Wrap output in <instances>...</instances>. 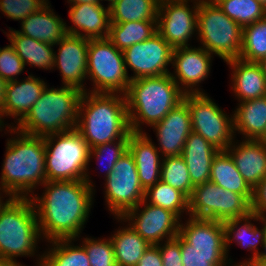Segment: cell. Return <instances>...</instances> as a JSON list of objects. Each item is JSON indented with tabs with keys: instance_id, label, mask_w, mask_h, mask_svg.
Segmentation results:
<instances>
[{
	"instance_id": "56",
	"label": "cell",
	"mask_w": 266,
	"mask_h": 266,
	"mask_svg": "<svg viewBox=\"0 0 266 266\" xmlns=\"http://www.w3.org/2000/svg\"><path fill=\"white\" fill-rule=\"evenodd\" d=\"M101 1H103V0H99V2L101 3ZM105 1H108L109 3V5H108V7L112 4V0H105Z\"/></svg>"
},
{
	"instance_id": "14",
	"label": "cell",
	"mask_w": 266,
	"mask_h": 266,
	"mask_svg": "<svg viewBox=\"0 0 266 266\" xmlns=\"http://www.w3.org/2000/svg\"><path fill=\"white\" fill-rule=\"evenodd\" d=\"M188 1H193L191 8ZM199 1L160 0L157 32L173 48L190 46L188 41L197 32Z\"/></svg>"
},
{
	"instance_id": "1",
	"label": "cell",
	"mask_w": 266,
	"mask_h": 266,
	"mask_svg": "<svg viewBox=\"0 0 266 266\" xmlns=\"http://www.w3.org/2000/svg\"><path fill=\"white\" fill-rule=\"evenodd\" d=\"M41 196L30 197L42 238L77 239L92 208L94 188L85 180L46 181Z\"/></svg>"
},
{
	"instance_id": "8",
	"label": "cell",
	"mask_w": 266,
	"mask_h": 266,
	"mask_svg": "<svg viewBox=\"0 0 266 266\" xmlns=\"http://www.w3.org/2000/svg\"><path fill=\"white\" fill-rule=\"evenodd\" d=\"M180 221L183 266H223L228 261L223 222L190 217Z\"/></svg>"
},
{
	"instance_id": "43",
	"label": "cell",
	"mask_w": 266,
	"mask_h": 266,
	"mask_svg": "<svg viewBox=\"0 0 266 266\" xmlns=\"http://www.w3.org/2000/svg\"><path fill=\"white\" fill-rule=\"evenodd\" d=\"M157 246L159 247L163 266H183L179 234L174 239L165 240Z\"/></svg>"
},
{
	"instance_id": "32",
	"label": "cell",
	"mask_w": 266,
	"mask_h": 266,
	"mask_svg": "<svg viewBox=\"0 0 266 266\" xmlns=\"http://www.w3.org/2000/svg\"><path fill=\"white\" fill-rule=\"evenodd\" d=\"M73 242L74 239L50 241L52 247L39 257L38 266H90L85 248Z\"/></svg>"
},
{
	"instance_id": "17",
	"label": "cell",
	"mask_w": 266,
	"mask_h": 266,
	"mask_svg": "<svg viewBox=\"0 0 266 266\" xmlns=\"http://www.w3.org/2000/svg\"><path fill=\"white\" fill-rule=\"evenodd\" d=\"M212 57L213 55L201 46L173 49L171 65L175 71L170 75L184 94L204 93L198 88V84L210 74Z\"/></svg>"
},
{
	"instance_id": "44",
	"label": "cell",
	"mask_w": 266,
	"mask_h": 266,
	"mask_svg": "<svg viewBox=\"0 0 266 266\" xmlns=\"http://www.w3.org/2000/svg\"><path fill=\"white\" fill-rule=\"evenodd\" d=\"M251 211L258 216L266 215V178L253 189Z\"/></svg>"
},
{
	"instance_id": "21",
	"label": "cell",
	"mask_w": 266,
	"mask_h": 266,
	"mask_svg": "<svg viewBox=\"0 0 266 266\" xmlns=\"http://www.w3.org/2000/svg\"><path fill=\"white\" fill-rule=\"evenodd\" d=\"M68 13L74 25H65L67 34L87 39L108 38L111 23L109 7L105 8L102 3L72 4Z\"/></svg>"
},
{
	"instance_id": "40",
	"label": "cell",
	"mask_w": 266,
	"mask_h": 266,
	"mask_svg": "<svg viewBox=\"0 0 266 266\" xmlns=\"http://www.w3.org/2000/svg\"><path fill=\"white\" fill-rule=\"evenodd\" d=\"M128 141L129 139H119L110 143L100 144L90 149L89 153V161L91 158H94L98 161H103V163L106 161L105 155L108 156V160L104 163L107 164L104 167L105 170V177L106 178L113 170V167L115 163L118 161V159L126 153L128 150ZM112 147V148H111ZM104 170V169H103Z\"/></svg>"
},
{
	"instance_id": "57",
	"label": "cell",
	"mask_w": 266,
	"mask_h": 266,
	"mask_svg": "<svg viewBox=\"0 0 266 266\" xmlns=\"http://www.w3.org/2000/svg\"><path fill=\"white\" fill-rule=\"evenodd\" d=\"M4 125L2 124V122L0 121V130L2 131V128L4 129Z\"/></svg>"
},
{
	"instance_id": "41",
	"label": "cell",
	"mask_w": 266,
	"mask_h": 266,
	"mask_svg": "<svg viewBox=\"0 0 266 266\" xmlns=\"http://www.w3.org/2000/svg\"><path fill=\"white\" fill-rule=\"evenodd\" d=\"M49 0H0V11L6 17L23 21L27 16L38 12Z\"/></svg>"
},
{
	"instance_id": "39",
	"label": "cell",
	"mask_w": 266,
	"mask_h": 266,
	"mask_svg": "<svg viewBox=\"0 0 266 266\" xmlns=\"http://www.w3.org/2000/svg\"><path fill=\"white\" fill-rule=\"evenodd\" d=\"M86 237L81 244L87 252L90 266H117L112 240Z\"/></svg>"
},
{
	"instance_id": "47",
	"label": "cell",
	"mask_w": 266,
	"mask_h": 266,
	"mask_svg": "<svg viewBox=\"0 0 266 266\" xmlns=\"http://www.w3.org/2000/svg\"><path fill=\"white\" fill-rule=\"evenodd\" d=\"M0 266H25V265H23L19 262L17 263V260H2V259H0Z\"/></svg>"
},
{
	"instance_id": "13",
	"label": "cell",
	"mask_w": 266,
	"mask_h": 266,
	"mask_svg": "<svg viewBox=\"0 0 266 266\" xmlns=\"http://www.w3.org/2000/svg\"><path fill=\"white\" fill-rule=\"evenodd\" d=\"M104 189L106 205L115 218L122 217L144 200L145 190L140 183L134 158L128 150L105 178Z\"/></svg>"
},
{
	"instance_id": "2",
	"label": "cell",
	"mask_w": 266,
	"mask_h": 266,
	"mask_svg": "<svg viewBox=\"0 0 266 266\" xmlns=\"http://www.w3.org/2000/svg\"><path fill=\"white\" fill-rule=\"evenodd\" d=\"M8 131L16 136L7 139L0 185L10 197L30 198V193L46 182L44 138L13 127Z\"/></svg>"
},
{
	"instance_id": "26",
	"label": "cell",
	"mask_w": 266,
	"mask_h": 266,
	"mask_svg": "<svg viewBox=\"0 0 266 266\" xmlns=\"http://www.w3.org/2000/svg\"><path fill=\"white\" fill-rule=\"evenodd\" d=\"M50 7L48 2L38 12L27 16L21 22V30L16 31L35 40L55 45L67 34L66 22L57 14L55 15Z\"/></svg>"
},
{
	"instance_id": "35",
	"label": "cell",
	"mask_w": 266,
	"mask_h": 266,
	"mask_svg": "<svg viewBox=\"0 0 266 266\" xmlns=\"http://www.w3.org/2000/svg\"><path fill=\"white\" fill-rule=\"evenodd\" d=\"M144 200L152 205L162 207L173 212L179 219L189 212V198L180 190L159 180L145 191Z\"/></svg>"
},
{
	"instance_id": "4",
	"label": "cell",
	"mask_w": 266,
	"mask_h": 266,
	"mask_svg": "<svg viewBox=\"0 0 266 266\" xmlns=\"http://www.w3.org/2000/svg\"><path fill=\"white\" fill-rule=\"evenodd\" d=\"M125 97L131 132H144L142 124L160 122L183 101L184 93L169 73L132 80Z\"/></svg>"
},
{
	"instance_id": "45",
	"label": "cell",
	"mask_w": 266,
	"mask_h": 266,
	"mask_svg": "<svg viewBox=\"0 0 266 266\" xmlns=\"http://www.w3.org/2000/svg\"><path fill=\"white\" fill-rule=\"evenodd\" d=\"M136 266H163L159 247L151 245L139 259Z\"/></svg>"
},
{
	"instance_id": "28",
	"label": "cell",
	"mask_w": 266,
	"mask_h": 266,
	"mask_svg": "<svg viewBox=\"0 0 266 266\" xmlns=\"http://www.w3.org/2000/svg\"><path fill=\"white\" fill-rule=\"evenodd\" d=\"M234 110V132L245 139L263 140L266 136V96L240 102Z\"/></svg>"
},
{
	"instance_id": "16",
	"label": "cell",
	"mask_w": 266,
	"mask_h": 266,
	"mask_svg": "<svg viewBox=\"0 0 266 266\" xmlns=\"http://www.w3.org/2000/svg\"><path fill=\"white\" fill-rule=\"evenodd\" d=\"M173 47L156 32L149 39L135 43L123 51L126 71H134L130 80L141 77L160 76L171 73Z\"/></svg>"
},
{
	"instance_id": "23",
	"label": "cell",
	"mask_w": 266,
	"mask_h": 266,
	"mask_svg": "<svg viewBox=\"0 0 266 266\" xmlns=\"http://www.w3.org/2000/svg\"><path fill=\"white\" fill-rule=\"evenodd\" d=\"M128 151L134 158L139 180L145 191L161 180L163 157L147 133L131 132Z\"/></svg>"
},
{
	"instance_id": "22",
	"label": "cell",
	"mask_w": 266,
	"mask_h": 266,
	"mask_svg": "<svg viewBox=\"0 0 266 266\" xmlns=\"http://www.w3.org/2000/svg\"><path fill=\"white\" fill-rule=\"evenodd\" d=\"M234 140L227 148L236 168L247 184L254 189L266 178V142L263 140Z\"/></svg>"
},
{
	"instance_id": "42",
	"label": "cell",
	"mask_w": 266,
	"mask_h": 266,
	"mask_svg": "<svg viewBox=\"0 0 266 266\" xmlns=\"http://www.w3.org/2000/svg\"><path fill=\"white\" fill-rule=\"evenodd\" d=\"M25 69L24 62L15 52L10 44L1 49L0 54V76L7 82L16 81L17 75Z\"/></svg>"
},
{
	"instance_id": "18",
	"label": "cell",
	"mask_w": 266,
	"mask_h": 266,
	"mask_svg": "<svg viewBox=\"0 0 266 266\" xmlns=\"http://www.w3.org/2000/svg\"><path fill=\"white\" fill-rule=\"evenodd\" d=\"M56 45L59 48L58 54L55 51L53 69H59L62 85L87 92L83 82L87 79L89 39L66 34Z\"/></svg>"
},
{
	"instance_id": "31",
	"label": "cell",
	"mask_w": 266,
	"mask_h": 266,
	"mask_svg": "<svg viewBox=\"0 0 266 266\" xmlns=\"http://www.w3.org/2000/svg\"><path fill=\"white\" fill-rule=\"evenodd\" d=\"M117 266H136L145 251L151 246L128 224L118 229L111 237Z\"/></svg>"
},
{
	"instance_id": "10",
	"label": "cell",
	"mask_w": 266,
	"mask_h": 266,
	"mask_svg": "<svg viewBox=\"0 0 266 266\" xmlns=\"http://www.w3.org/2000/svg\"><path fill=\"white\" fill-rule=\"evenodd\" d=\"M87 77L94 86L88 92L125 95L131 80L126 71L123 51L108 38L89 39Z\"/></svg>"
},
{
	"instance_id": "54",
	"label": "cell",
	"mask_w": 266,
	"mask_h": 266,
	"mask_svg": "<svg viewBox=\"0 0 266 266\" xmlns=\"http://www.w3.org/2000/svg\"><path fill=\"white\" fill-rule=\"evenodd\" d=\"M259 222H262V225H263L264 230H265V239H266V215L259 216Z\"/></svg>"
},
{
	"instance_id": "52",
	"label": "cell",
	"mask_w": 266,
	"mask_h": 266,
	"mask_svg": "<svg viewBox=\"0 0 266 266\" xmlns=\"http://www.w3.org/2000/svg\"><path fill=\"white\" fill-rule=\"evenodd\" d=\"M262 248H264V252H260L259 255L257 256V258H262V259H266V239L263 242V246Z\"/></svg>"
},
{
	"instance_id": "25",
	"label": "cell",
	"mask_w": 266,
	"mask_h": 266,
	"mask_svg": "<svg viewBox=\"0 0 266 266\" xmlns=\"http://www.w3.org/2000/svg\"><path fill=\"white\" fill-rule=\"evenodd\" d=\"M219 151L200 134L191 132L181 154L194 186L209 181L211 165Z\"/></svg>"
},
{
	"instance_id": "37",
	"label": "cell",
	"mask_w": 266,
	"mask_h": 266,
	"mask_svg": "<svg viewBox=\"0 0 266 266\" xmlns=\"http://www.w3.org/2000/svg\"><path fill=\"white\" fill-rule=\"evenodd\" d=\"M242 28L266 17V8L256 0H213Z\"/></svg>"
},
{
	"instance_id": "46",
	"label": "cell",
	"mask_w": 266,
	"mask_h": 266,
	"mask_svg": "<svg viewBox=\"0 0 266 266\" xmlns=\"http://www.w3.org/2000/svg\"><path fill=\"white\" fill-rule=\"evenodd\" d=\"M6 81L0 76V111L4 101Z\"/></svg>"
},
{
	"instance_id": "20",
	"label": "cell",
	"mask_w": 266,
	"mask_h": 266,
	"mask_svg": "<svg viewBox=\"0 0 266 266\" xmlns=\"http://www.w3.org/2000/svg\"><path fill=\"white\" fill-rule=\"evenodd\" d=\"M47 83L40 77H34L33 74L20 82L19 80L6 83L3 105L0 111V121L6 127L3 117H13L17 124L28 114L35 102L41 97Z\"/></svg>"
},
{
	"instance_id": "24",
	"label": "cell",
	"mask_w": 266,
	"mask_h": 266,
	"mask_svg": "<svg viewBox=\"0 0 266 266\" xmlns=\"http://www.w3.org/2000/svg\"><path fill=\"white\" fill-rule=\"evenodd\" d=\"M226 63L232 69V91L239 102L266 96V77L259 63L240 58Z\"/></svg>"
},
{
	"instance_id": "7",
	"label": "cell",
	"mask_w": 266,
	"mask_h": 266,
	"mask_svg": "<svg viewBox=\"0 0 266 266\" xmlns=\"http://www.w3.org/2000/svg\"><path fill=\"white\" fill-rule=\"evenodd\" d=\"M43 138L46 181L85 180L94 188L88 172L90 147L76 128Z\"/></svg>"
},
{
	"instance_id": "19",
	"label": "cell",
	"mask_w": 266,
	"mask_h": 266,
	"mask_svg": "<svg viewBox=\"0 0 266 266\" xmlns=\"http://www.w3.org/2000/svg\"><path fill=\"white\" fill-rule=\"evenodd\" d=\"M156 131L162 157L178 156L183 152L184 144L192 132L191 115L188 105L182 101L160 122L151 126Z\"/></svg>"
},
{
	"instance_id": "51",
	"label": "cell",
	"mask_w": 266,
	"mask_h": 266,
	"mask_svg": "<svg viewBox=\"0 0 266 266\" xmlns=\"http://www.w3.org/2000/svg\"><path fill=\"white\" fill-rule=\"evenodd\" d=\"M252 263L254 266H266V259L256 258Z\"/></svg>"
},
{
	"instance_id": "5",
	"label": "cell",
	"mask_w": 266,
	"mask_h": 266,
	"mask_svg": "<svg viewBox=\"0 0 266 266\" xmlns=\"http://www.w3.org/2000/svg\"><path fill=\"white\" fill-rule=\"evenodd\" d=\"M82 94V91L70 86H46L28 114L13 128L38 137L75 129Z\"/></svg>"
},
{
	"instance_id": "12",
	"label": "cell",
	"mask_w": 266,
	"mask_h": 266,
	"mask_svg": "<svg viewBox=\"0 0 266 266\" xmlns=\"http://www.w3.org/2000/svg\"><path fill=\"white\" fill-rule=\"evenodd\" d=\"M183 101L190 111L192 131L218 151H227L236 135L233 115L224 113L206 93L184 94Z\"/></svg>"
},
{
	"instance_id": "27",
	"label": "cell",
	"mask_w": 266,
	"mask_h": 266,
	"mask_svg": "<svg viewBox=\"0 0 266 266\" xmlns=\"http://www.w3.org/2000/svg\"><path fill=\"white\" fill-rule=\"evenodd\" d=\"M252 220L259 221V216L251 212L248 216L243 218L229 219L223 222L227 253L230 244L232 241H235L240 247L242 246L247 248L248 251H253L251 258L244 260L251 262L254 261L260 253L258 244H260L259 246H263L265 240V230L263 225L261 229H258V227L251 222Z\"/></svg>"
},
{
	"instance_id": "48",
	"label": "cell",
	"mask_w": 266,
	"mask_h": 266,
	"mask_svg": "<svg viewBox=\"0 0 266 266\" xmlns=\"http://www.w3.org/2000/svg\"><path fill=\"white\" fill-rule=\"evenodd\" d=\"M231 263H233V261L231 259H228V261L225 262L223 266H226L228 264H229L228 266H254L251 261H243V262H239V263L237 262V264L236 263L235 264H231Z\"/></svg>"
},
{
	"instance_id": "38",
	"label": "cell",
	"mask_w": 266,
	"mask_h": 266,
	"mask_svg": "<svg viewBox=\"0 0 266 266\" xmlns=\"http://www.w3.org/2000/svg\"><path fill=\"white\" fill-rule=\"evenodd\" d=\"M161 180L171 187L180 190L188 198L194 188L187 165L181 155L168 156L162 159Z\"/></svg>"
},
{
	"instance_id": "15",
	"label": "cell",
	"mask_w": 266,
	"mask_h": 266,
	"mask_svg": "<svg viewBox=\"0 0 266 266\" xmlns=\"http://www.w3.org/2000/svg\"><path fill=\"white\" fill-rule=\"evenodd\" d=\"M116 219H119L118 222H128V225L150 245L160 244L164 239H174L179 234L182 221L173 212L149 204L145 200Z\"/></svg>"
},
{
	"instance_id": "53",
	"label": "cell",
	"mask_w": 266,
	"mask_h": 266,
	"mask_svg": "<svg viewBox=\"0 0 266 266\" xmlns=\"http://www.w3.org/2000/svg\"><path fill=\"white\" fill-rule=\"evenodd\" d=\"M262 68L263 74L266 77V58L262 59L260 62H258Z\"/></svg>"
},
{
	"instance_id": "11",
	"label": "cell",
	"mask_w": 266,
	"mask_h": 266,
	"mask_svg": "<svg viewBox=\"0 0 266 266\" xmlns=\"http://www.w3.org/2000/svg\"><path fill=\"white\" fill-rule=\"evenodd\" d=\"M251 203L242 195L207 181L194 186L189 197L187 215L198 219L224 222L243 218L251 213Z\"/></svg>"
},
{
	"instance_id": "55",
	"label": "cell",
	"mask_w": 266,
	"mask_h": 266,
	"mask_svg": "<svg viewBox=\"0 0 266 266\" xmlns=\"http://www.w3.org/2000/svg\"><path fill=\"white\" fill-rule=\"evenodd\" d=\"M256 1L261 3L266 8V0H256Z\"/></svg>"
},
{
	"instance_id": "6",
	"label": "cell",
	"mask_w": 266,
	"mask_h": 266,
	"mask_svg": "<svg viewBox=\"0 0 266 266\" xmlns=\"http://www.w3.org/2000/svg\"><path fill=\"white\" fill-rule=\"evenodd\" d=\"M39 239L42 236L32 200L11 197L0 210V259L34 256Z\"/></svg>"
},
{
	"instance_id": "36",
	"label": "cell",
	"mask_w": 266,
	"mask_h": 266,
	"mask_svg": "<svg viewBox=\"0 0 266 266\" xmlns=\"http://www.w3.org/2000/svg\"><path fill=\"white\" fill-rule=\"evenodd\" d=\"M239 58L257 63L266 58V17L243 27Z\"/></svg>"
},
{
	"instance_id": "49",
	"label": "cell",
	"mask_w": 266,
	"mask_h": 266,
	"mask_svg": "<svg viewBox=\"0 0 266 266\" xmlns=\"http://www.w3.org/2000/svg\"><path fill=\"white\" fill-rule=\"evenodd\" d=\"M4 193V195H7L9 198L8 199H6V201L4 202V199H2V198H4L2 195H3V193ZM11 197L6 193V191H5V189L4 188H2V186L0 185V210H1V208L7 203V201L10 199Z\"/></svg>"
},
{
	"instance_id": "33",
	"label": "cell",
	"mask_w": 266,
	"mask_h": 266,
	"mask_svg": "<svg viewBox=\"0 0 266 266\" xmlns=\"http://www.w3.org/2000/svg\"><path fill=\"white\" fill-rule=\"evenodd\" d=\"M157 32V21L110 23L108 39L120 51L149 39Z\"/></svg>"
},
{
	"instance_id": "3",
	"label": "cell",
	"mask_w": 266,
	"mask_h": 266,
	"mask_svg": "<svg viewBox=\"0 0 266 266\" xmlns=\"http://www.w3.org/2000/svg\"><path fill=\"white\" fill-rule=\"evenodd\" d=\"M76 129L90 149L119 139H129L131 128L125 95L83 92Z\"/></svg>"
},
{
	"instance_id": "29",
	"label": "cell",
	"mask_w": 266,
	"mask_h": 266,
	"mask_svg": "<svg viewBox=\"0 0 266 266\" xmlns=\"http://www.w3.org/2000/svg\"><path fill=\"white\" fill-rule=\"evenodd\" d=\"M209 181L237 194H242L250 203L253 189L247 184L236 168L235 162L227 151H219L211 165Z\"/></svg>"
},
{
	"instance_id": "50",
	"label": "cell",
	"mask_w": 266,
	"mask_h": 266,
	"mask_svg": "<svg viewBox=\"0 0 266 266\" xmlns=\"http://www.w3.org/2000/svg\"><path fill=\"white\" fill-rule=\"evenodd\" d=\"M70 5L80 3H100L99 0H67Z\"/></svg>"
},
{
	"instance_id": "30",
	"label": "cell",
	"mask_w": 266,
	"mask_h": 266,
	"mask_svg": "<svg viewBox=\"0 0 266 266\" xmlns=\"http://www.w3.org/2000/svg\"><path fill=\"white\" fill-rule=\"evenodd\" d=\"M7 37L24 65L46 70L53 69L55 52L52 47L54 45L24 36L11 28Z\"/></svg>"
},
{
	"instance_id": "9",
	"label": "cell",
	"mask_w": 266,
	"mask_h": 266,
	"mask_svg": "<svg viewBox=\"0 0 266 266\" xmlns=\"http://www.w3.org/2000/svg\"><path fill=\"white\" fill-rule=\"evenodd\" d=\"M197 39L201 47L224 62L239 58L242 27L229 18L213 0H200L198 6Z\"/></svg>"
},
{
	"instance_id": "34",
	"label": "cell",
	"mask_w": 266,
	"mask_h": 266,
	"mask_svg": "<svg viewBox=\"0 0 266 266\" xmlns=\"http://www.w3.org/2000/svg\"><path fill=\"white\" fill-rule=\"evenodd\" d=\"M160 0H117L109 6L110 22L157 21Z\"/></svg>"
}]
</instances>
